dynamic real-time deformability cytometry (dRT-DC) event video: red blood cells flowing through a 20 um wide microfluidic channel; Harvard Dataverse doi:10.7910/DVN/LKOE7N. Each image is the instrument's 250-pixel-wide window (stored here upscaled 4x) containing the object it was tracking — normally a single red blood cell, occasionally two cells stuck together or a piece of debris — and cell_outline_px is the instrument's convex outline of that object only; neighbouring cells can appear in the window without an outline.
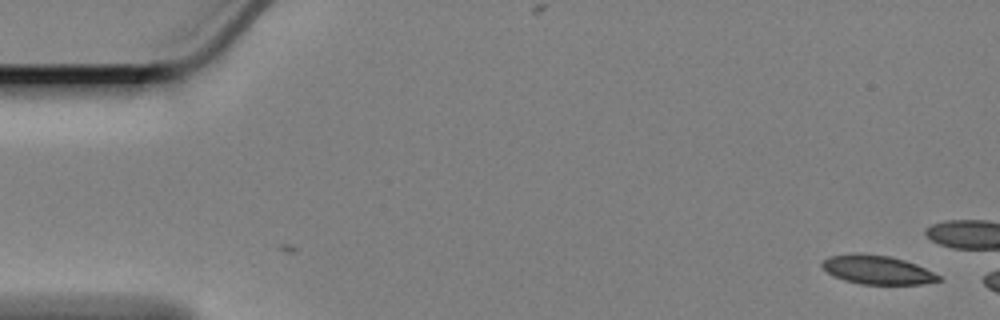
{"species": "Egyptian fruit bat (a non-hibernating species)", "species_latin": "Rousettus aegyptiacus", "temperature_condition": "cold", "stored_images_in_passage": 5, "camera_frame_rate_fps": 3000, "um_per_image_px": 0.085, "animal": {"sex": "female"}, "frame": {"image": 1, "passage_image": 5, "time_ms": 1.333, "image_size_px": [1000, 320], "cell_outline_px": [[944, 280], [920, 284], [860, 284], [844, 280], [828, 272], [820, 264], [824, 260], [832, 256], [888, 256], [904, 260], [916, 264], [940, 276]], "centroid_in_image_um": [74.65, 22.99], "position_along_channel_um": 10.3, "area_um2": 18.55}}